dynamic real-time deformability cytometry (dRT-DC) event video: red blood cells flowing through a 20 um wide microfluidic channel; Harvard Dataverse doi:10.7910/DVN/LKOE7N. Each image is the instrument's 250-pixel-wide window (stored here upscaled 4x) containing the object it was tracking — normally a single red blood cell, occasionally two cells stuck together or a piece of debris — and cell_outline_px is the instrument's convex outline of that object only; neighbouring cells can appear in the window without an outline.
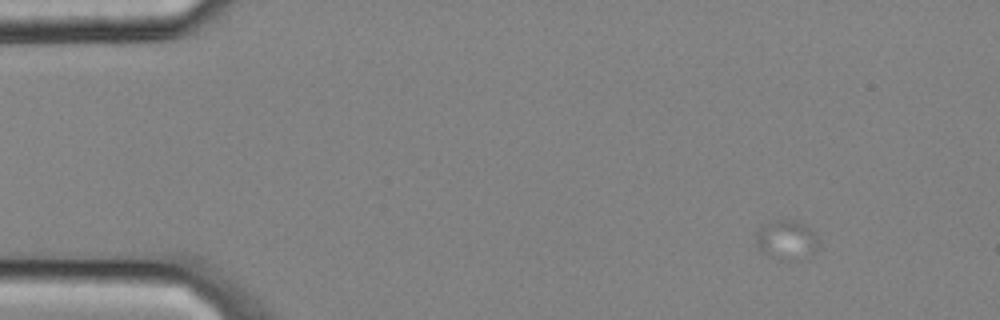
{"species": "common noctule bat (a hibernating species)", "species_latin": "Nyctalus noctula", "temperature_condition": "cold", "stored_images_in_passage": 6, "camera_frame_rate_fps": 3000, "um_per_image_px": 0.085, "animal": {"sex": "male", "body_mass_g": 20.4}, "frame": {"image": 1, "passage_image": 1, "time_ms": 0.0, "image_size_px": [1000, 320], "cell_outline_px": [[820, 248], [812, 252], [760, 252], [756, 240], [756, 232], [764, 224], [776, 220], [796, 220], [808, 228], [820, 240]], "centroid_in_image_um": [66.85, 20.19], "position_along_channel_um": 18.2, "area_um2": 12.31}}
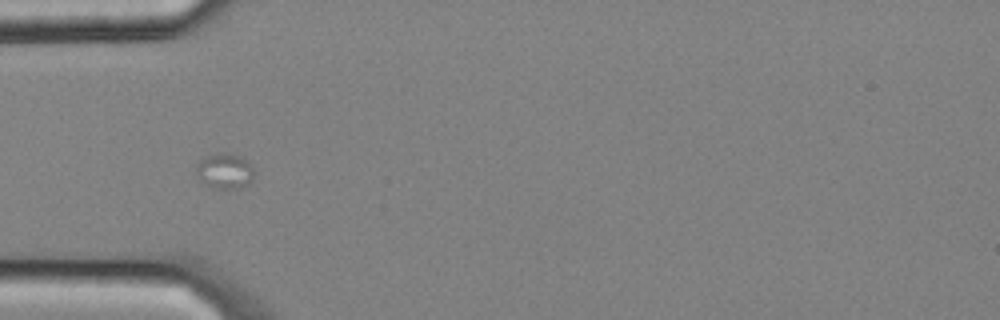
{"frame": {"image": 2, "passage_image": 3, "time_ms": 0.667, "image_size_px": [1000, 320], "cell_outline_px": [[252, 180], [248, 184], [236, 188], [216, 188], [208, 184], [196, 172], [196, 164], [204, 156], [216, 152], [224, 152], [240, 156], [252, 168]], "centroid_in_image_um": [19.08, 14.49], "position_along_channel_um": 65.9, "area_um2": 11.5}}
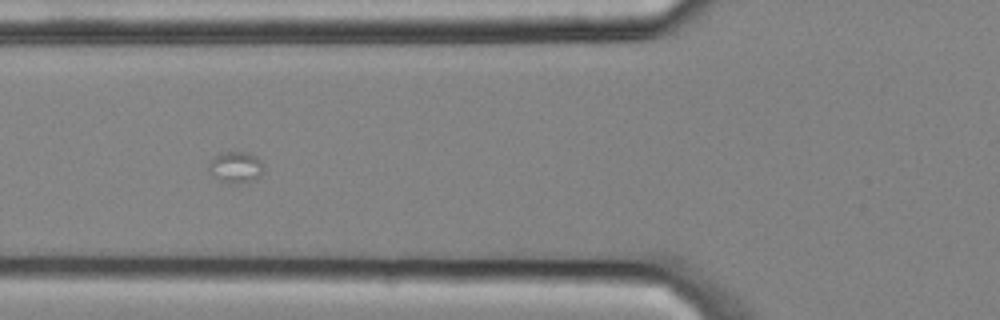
{"frame": {"image": 3, "passage_image": 4, "time_ms": 1.0, "image_size_px": [1000, 320], "cell_outline_px": [[264, 168], [260, 176], [252, 180], [240, 184], [236, 184], [220, 180], [212, 176], [208, 168], [208, 164], [220, 152], [248, 152], [256, 156], [264, 164]], "centroid_in_image_um": [20.06, 14.21], "position_along_channel_um": 105.7, "area_um2": 10.06}}